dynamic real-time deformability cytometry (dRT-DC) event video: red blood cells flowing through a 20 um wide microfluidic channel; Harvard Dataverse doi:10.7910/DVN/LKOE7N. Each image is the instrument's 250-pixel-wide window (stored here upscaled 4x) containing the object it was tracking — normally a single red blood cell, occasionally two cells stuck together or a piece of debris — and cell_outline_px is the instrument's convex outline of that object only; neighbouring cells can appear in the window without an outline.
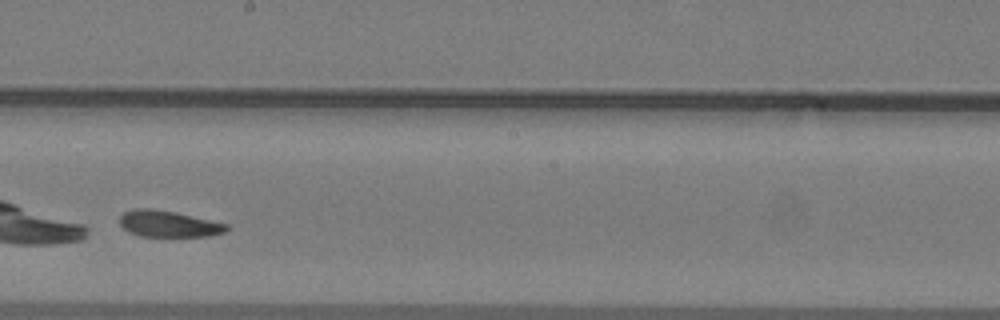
{"species": "common noctule bat (a hibernating species)", "species_latin": "Nyctalus noctula", "temperature_condition": "warm", "stored_images_in_passage": 35, "camera_frame_rate_fps": 3000, "um_per_image_px": 0.085, "animal": {"sex": "male", "body_mass_g": 19.2, "forearm_length_mm": 51.8}, "frame": {"image": 1, "passage_image": 16, "time_ms": 5.0, "image_size_px": [1000, 320], "cell_outline_px": [[228, 228], [224, 232], [208, 236], [164, 240], [140, 236], [128, 232], [120, 224], [120, 216], [124, 212], [132, 208], [152, 208], [172, 212], [228, 224]], "centroid_in_image_um": [14.28, 19.09], "position_along_channel_um": 233.9, "area_um2": 17.17}}